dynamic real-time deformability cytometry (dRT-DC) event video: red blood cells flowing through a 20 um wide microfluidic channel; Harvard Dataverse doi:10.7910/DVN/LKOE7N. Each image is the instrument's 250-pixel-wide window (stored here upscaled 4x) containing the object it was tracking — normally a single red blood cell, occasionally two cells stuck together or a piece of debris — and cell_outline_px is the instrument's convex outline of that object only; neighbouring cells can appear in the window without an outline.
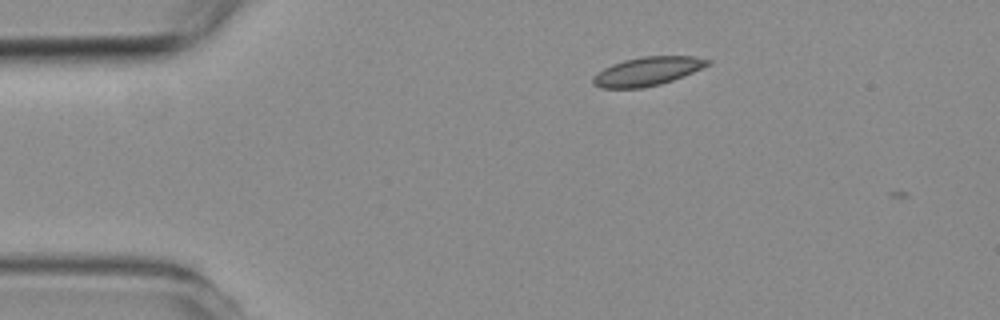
{"species": "common noctule bat (a hibernating species)", "species_latin": "Nyctalus noctula", "temperature_condition": "room temperature", "stored_images_in_passage": 3, "camera_frame_rate_fps": 3000, "um_per_image_px": 0.085, "animal": {"sex": "female", "body_mass_g": 19.3, "forearm_length_mm": 54.1}, "frame": {"image": 1, "passage_image": 1, "time_ms": 0.0, "image_size_px": [1000, 320], "cell_outline_px": [[712, 64], [672, 80], [660, 84], [640, 88], [600, 88], [592, 84], [592, 76], [604, 68], [612, 64], [624, 60], [640, 56], [696, 56], [712, 60]], "centroid_in_image_um": [55.02, 6.05], "position_along_channel_um": 30.0, "area_um2": 19.25}}
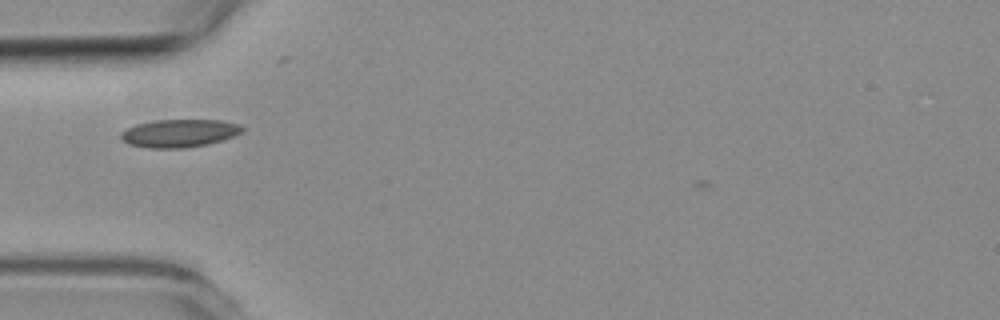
{"frame": {"image": 2, "passage_image": 3, "time_ms": 2.333, "image_size_px": [1000, 320], "cell_outline_px": [[244, 128], [240, 132], [232, 136], [208, 144], [184, 148], [148, 148], [128, 144], [120, 136], [120, 132], [136, 124], [156, 120], [220, 120], [236, 124]], "centroid_in_image_um": [15.19, 11.33], "position_along_channel_um": 69.8, "area_um2": 19.48}}